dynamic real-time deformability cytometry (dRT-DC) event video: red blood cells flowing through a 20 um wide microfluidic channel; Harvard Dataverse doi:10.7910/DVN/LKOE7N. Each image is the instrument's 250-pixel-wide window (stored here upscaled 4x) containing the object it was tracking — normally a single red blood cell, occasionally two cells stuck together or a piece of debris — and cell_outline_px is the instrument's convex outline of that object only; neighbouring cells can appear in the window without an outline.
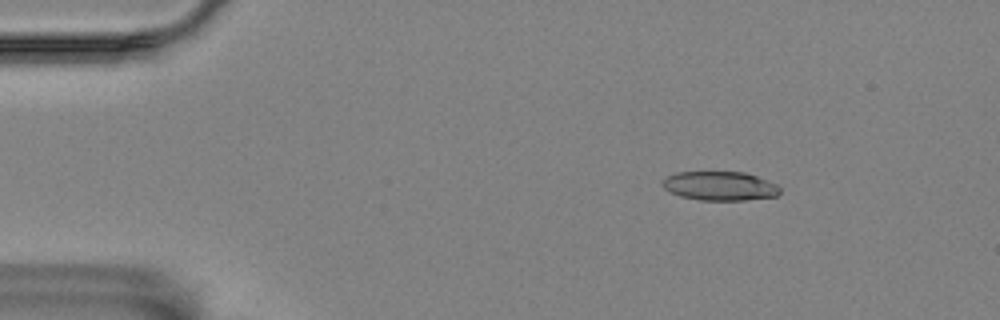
{"species": "Egyptian fruit bat (a non-hibernating species)", "species_latin": "Rousettus aegyptiacus", "temperature_condition": "room temperature", "stored_images_in_passage": 6, "camera_frame_rate_fps": 3000, "um_per_image_px": 0.085, "animal": {"sex": "female"}, "frame": {"image": 1, "passage_image": 2, "time_ms": 0.333, "image_size_px": [1000, 320], "cell_outline_px": [[780, 192], [776, 196], [744, 200], [700, 200], [680, 196], [664, 188], [660, 184], [668, 176], [676, 172], [744, 172], [756, 176], [776, 184], [780, 188]], "centroid_in_image_um": [61.18, 15.81], "position_along_channel_um": 23.8, "area_um2": 19.71}}